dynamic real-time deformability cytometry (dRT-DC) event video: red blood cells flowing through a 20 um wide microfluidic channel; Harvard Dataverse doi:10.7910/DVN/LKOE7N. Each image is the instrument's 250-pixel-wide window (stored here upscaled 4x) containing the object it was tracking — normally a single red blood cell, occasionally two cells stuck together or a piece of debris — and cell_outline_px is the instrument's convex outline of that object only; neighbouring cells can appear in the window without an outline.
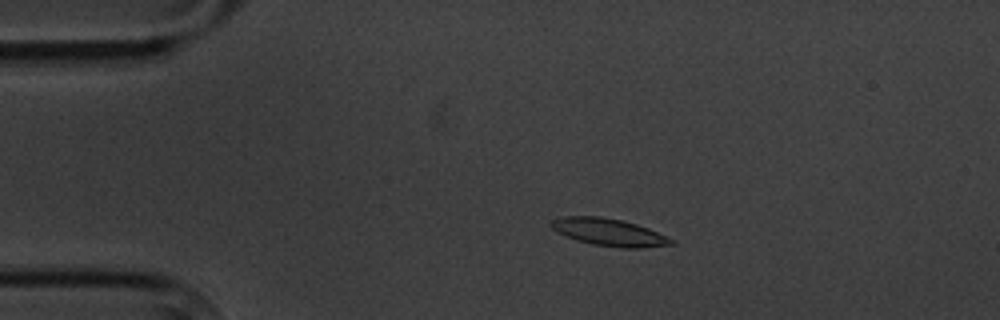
{"species": "common noctule bat (a hibernating species)", "species_latin": "Nyctalus noctula", "temperature_condition": "cold", "stored_images_in_passage": 10, "camera_frame_rate_fps": 3000, "um_per_image_px": 0.085, "animal": {"sex": "male", "body_mass_g": 20.1, "forearm_length_mm": 53.5}, "frame": {"image": 1, "passage_image": 4, "time_ms": 3.333, "image_size_px": [1000, 320], "cell_outline_px": [[676, 244], [640, 248], [620, 248], [592, 244], [576, 240], [556, 232], [548, 224], [552, 220], [564, 216], [600, 216], [620, 220], [636, 224], [648, 228], [676, 240]], "centroid_in_image_um": [51.77, 19.74], "position_along_channel_um": 33.2, "area_um2": 19.25}}
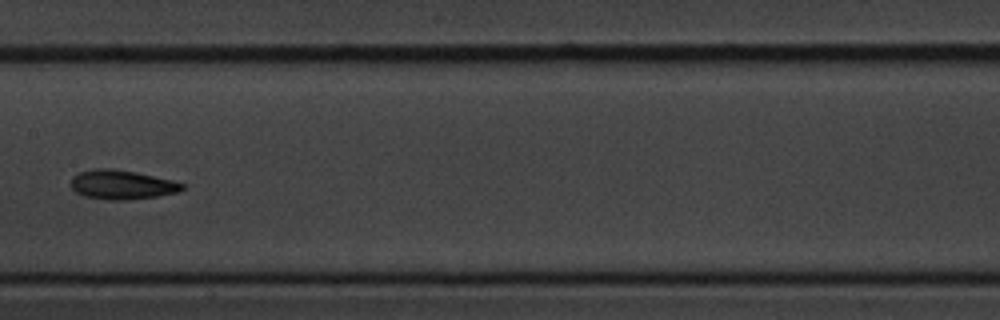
{"frame": {"image": 2, "passage_image": 9, "time_ms": 9.333, "image_size_px": [1000, 320], "cell_outline_px": [[184, 188], [176, 192], [156, 196], [128, 200], [108, 200], [84, 196], [76, 192], [72, 188], [72, 176], [80, 172], [96, 168], [112, 168], [136, 172], [172, 180], [184, 184]], "centroid_in_image_um": [10.34, 15.69], "position_along_channel_um": 197.1, "area_um2": 18.84}}
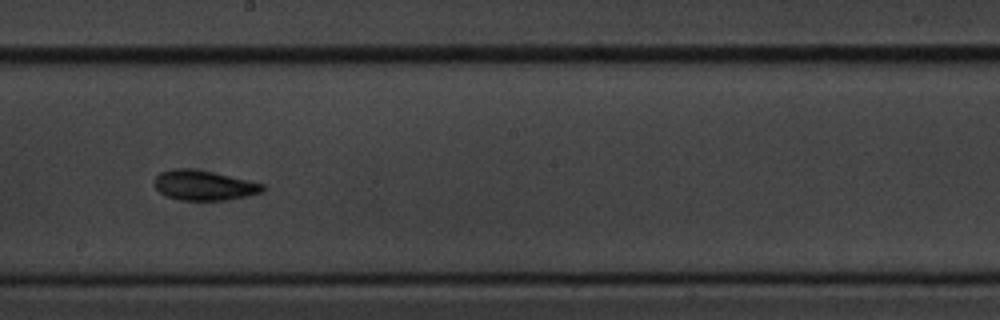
{"frame": {"image": 3, "passage_image": 10, "time_ms": 10.333, "image_size_px": [1000, 320], "cell_outline_px": [[268, 188], [264, 192], [248, 196], [228, 200], [180, 200], [164, 196], [152, 184], [152, 180], [160, 172], [172, 168], [188, 168], [212, 172], [264, 184]], "centroid_in_image_um": [17.31, 15.76], "position_along_channel_um": 230.9, "area_um2": 19.19}}